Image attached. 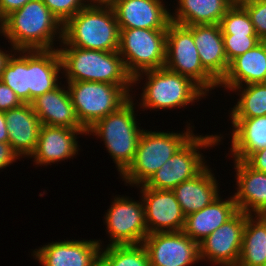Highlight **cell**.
I'll use <instances>...</instances> for the list:
<instances>
[{"label":"cell","instance_id":"cell-1","mask_svg":"<svg viewBox=\"0 0 266 266\" xmlns=\"http://www.w3.org/2000/svg\"><path fill=\"white\" fill-rule=\"evenodd\" d=\"M1 33L15 50H53L55 39L63 40V24L42 0H30L0 22Z\"/></svg>","mask_w":266,"mask_h":266},{"label":"cell","instance_id":"cell-2","mask_svg":"<svg viewBox=\"0 0 266 266\" xmlns=\"http://www.w3.org/2000/svg\"><path fill=\"white\" fill-rule=\"evenodd\" d=\"M66 81H95L133 85L118 51H98L73 46L57 47Z\"/></svg>","mask_w":266,"mask_h":266},{"label":"cell","instance_id":"cell-3","mask_svg":"<svg viewBox=\"0 0 266 266\" xmlns=\"http://www.w3.org/2000/svg\"><path fill=\"white\" fill-rule=\"evenodd\" d=\"M120 29L112 7L88 4L63 25L61 46L118 51Z\"/></svg>","mask_w":266,"mask_h":266},{"label":"cell","instance_id":"cell-4","mask_svg":"<svg viewBox=\"0 0 266 266\" xmlns=\"http://www.w3.org/2000/svg\"><path fill=\"white\" fill-rule=\"evenodd\" d=\"M131 97L118 110L98 120L87 130V135L104 141L109 155L116 164L121 176L132 164L140 136L144 129L136 123L134 100Z\"/></svg>","mask_w":266,"mask_h":266},{"label":"cell","instance_id":"cell-5","mask_svg":"<svg viewBox=\"0 0 266 266\" xmlns=\"http://www.w3.org/2000/svg\"><path fill=\"white\" fill-rule=\"evenodd\" d=\"M144 76L146 77L144 78ZM142 77L146 79V83L142 87L143 92L139 99L141 102L137 105L140 108L143 107L142 109L183 108L207 96L190 78L172 72L165 67L137 74L133 78V85L139 84L138 81Z\"/></svg>","mask_w":266,"mask_h":266},{"label":"cell","instance_id":"cell-6","mask_svg":"<svg viewBox=\"0 0 266 266\" xmlns=\"http://www.w3.org/2000/svg\"><path fill=\"white\" fill-rule=\"evenodd\" d=\"M183 133L143 130L135 158L121 175L131 186L145 184L193 135L190 123Z\"/></svg>","mask_w":266,"mask_h":266},{"label":"cell","instance_id":"cell-7","mask_svg":"<svg viewBox=\"0 0 266 266\" xmlns=\"http://www.w3.org/2000/svg\"><path fill=\"white\" fill-rule=\"evenodd\" d=\"M66 86L77 117L86 130L124 105L132 97L133 89V85L95 81H66Z\"/></svg>","mask_w":266,"mask_h":266},{"label":"cell","instance_id":"cell-8","mask_svg":"<svg viewBox=\"0 0 266 266\" xmlns=\"http://www.w3.org/2000/svg\"><path fill=\"white\" fill-rule=\"evenodd\" d=\"M221 135H193L144 185L152 189L173 190L182 182L194 178L207 167L199 150L220 144Z\"/></svg>","mask_w":266,"mask_h":266},{"label":"cell","instance_id":"cell-9","mask_svg":"<svg viewBox=\"0 0 266 266\" xmlns=\"http://www.w3.org/2000/svg\"><path fill=\"white\" fill-rule=\"evenodd\" d=\"M119 29L118 52L133 78L141 72L165 66L167 29Z\"/></svg>","mask_w":266,"mask_h":266},{"label":"cell","instance_id":"cell-10","mask_svg":"<svg viewBox=\"0 0 266 266\" xmlns=\"http://www.w3.org/2000/svg\"><path fill=\"white\" fill-rule=\"evenodd\" d=\"M165 68L190 78L207 95L219 82L202 66L193 33L171 22L167 28Z\"/></svg>","mask_w":266,"mask_h":266},{"label":"cell","instance_id":"cell-11","mask_svg":"<svg viewBox=\"0 0 266 266\" xmlns=\"http://www.w3.org/2000/svg\"><path fill=\"white\" fill-rule=\"evenodd\" d=\"M106 230L110 236L108 245L142 244L148 235L144 203L115 196L106 215Z\"/></svg>","mask_w":266,"mask_h":266},{"label":"cell","instance_id":"cell-12","mask_svg":"<svg viewBox=\"0 0 266 266\" xmlns=\"http://www.w3.org/2000/svg\"><path fill=\"white\" fill-rule=\"evenodd\" d=\"M142 244L150 266H191L201 261L199 243L183 231L151 233Z\"/></svg>","mask_w":266,"mask_h":266},{"label":"cell","instance_id":"cell-13","mask_svg":"<svg viewBox=\"0 0 266 266\" xmlns=\"http://www.w3.org/2000/svg\"><path fill=\"white\" fill-rule=\"evenodd\" d=\"M249 215L238 211L231 219L199 243L200 260L213 265L237 266L243 231Z\"/></svg>","mask_w":266,"mask_h":266},{"label":"cell","instance_id":"cell-14","mask_svg":"<svg viewBox=\"0 0 266 266\" xmlns=\"http://www.w3.org/2000/svg\"><path fill=\"white\" fill-rule=\"evenodd\" d=\"M144 203L148 234L183 230L185 215L172 190H159L139 185Z\"/></svg>","mask_w":266,"mask_h":266},{"label":"cell","instance_id":"cell-15","mask_svg":"<svg viewBox=\"0 0 266 266\" xmlns=\"http://www.w3.org/2000/svg\"><path fill=\"white\" fill-rule=\"evenodd\" d=\"M100 241V242H99ZM101 240H64L33 251L42 266H100Z\"/></svg>","mask_w":266,"mask_h":266},{"label":"cell","instance_id":"cell-16","mask_svg":"<svg viewBox=\"0 0 266 266\" xmlns=\"http://www.w3.org/2000/svg\"><path fill=\"white\" fill-rule=\"evenodd\" d=\"M77 135H87V130L41 125L36 149L29 158L38 166L73 158L79 151Z\"/></svg>","mask_w":266,"mask_h":266},{"label":"cell","instance_id":"cell-17","mask_svg":"<svg viewBox=\"0 0 266 266\" xmlns=\"http://www.w3.org/2000/svg\"><path fill=\"white\" fill-rule=\"evenodd\" d=\"M163 0H120L112 8L119 28L167 29L171 10Z\"/></svg>","mask_w":266,"mask_h":266},{"label":"cell","instance_id":"cell-18","mask_svg":"<svg viewBox=\"0 0 266 266\" xmlns=\"http://www.w3.org/2000/svg\"><path fill=\"white\" fill-rule=\"evenodd\" d=\"M237 192L233 195L238 210L248 215L266 213V173L251 168L245 161L234 160Z\"/></svg>","mask_w":266,"mask_h":266},{"label":"cell","instance_id":"cell-19","mask_svg":"<svg viewBox=\"0 0 266 266\" xmlns=\"http://www.w3.org/2000/svg\"><path fill=\"white\" fill-rule=\"evenodd\" d=\"M9 143L20 158L30 157L35 151L41 122L29 103L5 111Z\"/></svg>","mask_w":266,"mask_h":266},{"label":"cell","instance_id":"cell-20","mask_svg":"<svg viewBox=\"0 0 266 266\" xmlns=\"http://www.w3.org/2000/svg\"><path fill=\"white\" fill-rule=\"evenodd\" d=\"M193 33L202 66L220 82L226 75L229 62L219 24L186 26Z\"/></svg>","mask_w":266,"mask_h":266},{"label":"cell","instance_id":"cell-21","mask_svg":"<svg viewBox=\"0 0 266 266\" xmlns=\"http://www.w3.org/2000/svg\"><path fill=\"white\" fill-rule=\"evenodd\" d=\"M31 105L42 125L85 129L77 117L68 88L61 86V82L52 91L34 99Z\"/></svg>","mask_w":266,"mask_h":266},{"label":"cell","instance_id":"cell-22","mask_svg":"<svg viewBox=\"0 0 266 266\" xmlns=\"http://www.w3.org/2000/svg\"><path fill=\"white\" fill-rule=\"evenodd\" d=\"M61 58L57 49L28 50L29 104L38 96L52 91L60 83Z\"/></svg>","mask_w":266,"mask_h":266},{"label":"cell","instance_id":"cell-23","mask_svg":"<svg viewBox=\"0 0 266 266\" xmlns=\"http://www.w3.org/2000/svg\"><path fill=\"white\" fill-rule=\"evenodd\" d=\"M238 207L234 197L228 200L217 197L210 205L200 211L185 216L183 232L192 240L200 243L217 228L231 219L237 212Z\"/></svg>","mask_w":266,"mask_h":266},{"label":"cell","instance_id":"cell-24","mask_svg":"<svg viewBox=\"0 0 266 266\" xmlns=\"http://www.w3.org/2000/svg\"><path fill=\"white\" fill-rule=\"evenodd\" d=\"M254 83H266V41L234 58L218 86L231 91L234 87Z\"/></svg>","mask_w":266,"mask_h":266},{"label":"cell","instance_id":"cell-25","mask_svg":"<svg viewBox=\"0 0 266 266\" xmlns=\"http://www.w3.org/2000/svg\"><path fill=\"white\" fill-rule=\"evenodd\" d=\"M218 184L211 168L207 166L200 174L182 182L172 191L183 214L187 216L210 205L220 196Z\"/></svg>","mask_w":266,"mask_h":266},{"label":"cell","instance_id":"cell-26","mask_svg":"<svg viewBox=\"0 0 266 266\" xmlns=\"http://www.w3.org/2000/svg\"><path fill=\"white\" fill-rule=\"evenodd\" d=\"M231 155L233 160L245 161L252 153L266 148V116L255 118H230Z\"/></svg>","mask_w":266,"mask_h":266},{"label":"cell","instance_id":"cell-27","mask_svg":"<svg viewBox=\"0 0 266 266\" xmlns=\"http://www.w3.org/2000/svg\"><path fill=\"white\" fill-rule=\"evenodd\" d=\"M171 22L182 26L219 24L231 7L230 0H178Z\"/></svg>","mask_w":266,"mask_h":266},{"label":"cell","instance_id":"cell-28","mask_svg":"<svg viewBox=\"0 0 266 266\" xmlns=\"http://www.w3.org/2000/svg\"><path fill=\"white\" fill-rule=\"evenodd\" d=\"M266 263V218L249 215L243 231L242 249L237 266H264Z\"/></svg>","mask_w":266,"mask_h":266},{"label":"cell","instance_id":"cell-29","mask_svg":"<svg viewBox=\"0 0 266 266\" xmlns=\"http://www.w3.org/2000/svg\"><path fill=\"white\" fill-rule=\"evenodd\" d=\"M232 91L239 93L240 99H237V104L231 108V118L266 116V83L238 86Z\"/></svg>","mask_w":266,"mask_h":266},{"label":"cell","instance_id":"cell-30","mask_svg":"<svg viewBox=\"0 0 266 266\" xmlns=\"http://www.w3.org/2000/svg\"><path fill=\"white\" fill-rule=\"evenodd\" d=\"M0 80L16 93L22 103H29L28 50H16L11 55Z\"/></svg>","mask_w":266,"mask_h":266},{"label":"cell","instance_id":"cell-31","mask_svg":"<svg viewBox=\"0 0 266 266\" xmlns=\"http://www.w3.org/2000/svg\"><path fill=\"white\" fill-rule=\"evenodd\" d=\"M100 266H150L143 244L107 245L101 247Z\"/></svg>","mask_w":266,"mask_h":266},{"label":"cell","instance_id":"cell-32","mask_svg":"<svg viewBox=\"0 0 266 266\" xmlns=\"http://www.w3.org/2000/svg\"><path fill=\"white\" fill-rule=\"evenodd\" d=\"M219 25L222 35H256L254 25L245 8L231 6Z\"/></svg>","mask_w":266,"mask_h":266},{"label":"cell","instance_id":"cell-33","mask_svg":"<svg viewBox=\"0 0 266 266\" xmlns=\"http://www.w3.org/2000/svg\"><path fill=\"white\" fill-rule=\"evenodd\" d=\"M228 62L253 49L262 40L257 35H222Z\"/></svg>","mask_w":266,"mask_h":266},{"label":"cell","instance_id":"cell-34","mask_svg":"<svg viewBox=\"0 0 266 266\" xmlns=\"http://www.w3.org/2000/svg\"><path fill=\"white\" fill-rule=\"evenodd\" d=\"M64 25L71 17L89 4V0H42ZM87 2V3H86Z\"/></svg>","mask_w":266,"mask_h":266},{"label":"cell","instance_id":"cell-35","mask_svg":"<svg viewBox=\"0 0 266 266\" xmlns=\"http://www.w3.org/2000/svg\"><path fill=\"white\" fill-rule=\"evenodd\" d=\"M251 22L254 25L256 35L266 41V0L245 7Z\"/></svg>","mask_w":266,"mask_h":266},{"label":"cell","instance_id":"cell-36","mask_svg":"<svg viewBox=\"0 0 266 266\" xmlns=\"http://www.w3.org/2000/svg\"><path fill=\"white\" fill-rule=\"evenodd\" d=\"M22 102L16 93L0 80V111H8L20 106Z\"/></svg>","mask_w":266,"mask_h":266},{"label":"cell","instance_id":"cell-37","mask_svg":"<svg viewBox=\"0 0 266 266\" xmlns=\"http://www.w3.org/2000/svg\"><path fill=\"white\" fill-rule=\"evenodd\" d=\"M20 159L19 155L12 149L9 142H0V170L10 166Z\"/></svg>","mask_w":266,"mask_h":266},{"label":"cell","instance_id":"cell-38","mask_svg":"<svg viewBox=\"0 0 266 266\" xmlns=\"http://www.w3.org/2000/svg\"><path fill=\"white\" fill-rule=\"evenodd\" d=\"M245 162L251 168L266 173V148L252 153Z\"/></svg>","mask_w":266,"mask_h":266},{"label":"cell","instance_id":"cell-39","mask_svg":"<svg viewBox=\"0 0 266 266\" xmlns=\"http://www.w3.org/2000/svg\"><path fill=\"white\" fill-rule=\"evenodd\" d=\"M30 0H0V22L10 13L22 8Z\"/></svg>","mask_w":266,"mask_h":266},{"label":"cell","instance_id":"cell-40","mask_svg":"<svg viewBox=\"0 0 266 266\" xmlns=\"http://www.w3.org/2000/svg\"><path fill=\"white\" fill-rule=\"evenodd\" d=\"M5 113L0 111V142H9Z\"/></svg>","mask_w":266,"mask_h":266},{"label":"cell","instance_id":"cell-41","mask_svg":"<svg viewBox=\"0 0 266 266\" xmlns=\"http://www.w3.org/2000/svg\"><path fill=\"white\" fill-rule=\"evenodd\" d=\"M15 52L16 50L12 47L11 51H6L4 52L3 50L0 49V78H1V74L3 72V69L5 68V65L8 62V59L11 57L12 53ZM8 52V54H7Z\"/></svg>","mask_w":266,"mask_h":266},{"label":"cell","instance_id":"cell-42","mask_svg":"<svg viewBox=\"0 0 266 266\" xmlns=\"http://www.w3.org/2000/svg\"><path fill=\"white\" fill-rule=\"evenodd\" d=\"M263 0H230V5L236 8H245L251 4L258 3Z\"/></svg>","mask_w":266,"mask_h":266},{"label":"cell","instance_id":"cell-43","mask_svg":"<svg viewBox=\"0 0 266 266\" xmlns=\"http://www.w3.org/2000/svg\"><path fill=\"white\" fill-rule=\"evenodd\" d=\"M120 0H89V4L94 6L113 7Z\"/></svg>","mask_w":266,"mask_h":266}]
</instances>
